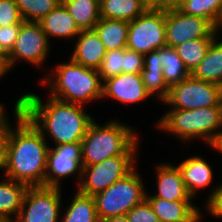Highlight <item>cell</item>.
I'll use <instances>...</instances> for the list:
<instances>
[{"mask_svg": "<svg viewBox=\"0 0 222 222\" xmlns=\"http://www.w3.org/2000/svg\"><path fill=\"white\" fill-rule=\"evenodd\" d=\"M159 129L174 134L181 141L202 139L211 146L222 131V106L198 109L171 108L157 121Z\"/></svg>", "mask_w": 222, "mask_h": 222, "instance_id": "obj_5", "label": "cell"}, {"mask_svg": "<svg viewBox=\"0 0 222 222\" xmlns=\"http://www.w3.org/2000/svg\"><path fill=\"white\" fill-rule=\"evenodd\" d=\"M51 42L39 22L24 21L19 30L14 47L8 54V63L12 69L19 60L40 67L50 53Z\"/></svg>", "mask_w": 222, "mask_h": 222, "instance_id": "obj_11", "label": "cell"}, {"mask_svg": "<svg viewBox=\"0 0 222 222\" xmlns=\"http://www.w3.org/2000/svg\"><path fill=\"white\" fill-rule=\"evenodd\" d=\"M186 0H170V9L172 8H178L182 3H184Z\"/></svg>", "mask_w": 222, "mask_h": 222, "instance_id": "obj_43", "label": "cell"}, {"mask_svg": "<svg viewBox=\"0 0 222 222\" xmlns=\"http://www.w3.org/2000/svg\"><path fill=\"white\" fill-rule=\"evenodd\" d=\"M9 141H10V123L7 120L0 127V170L3 169V171L7 163Z\"/></svg>", "mask_w": 222, "mask_h": 222, "instance_id": "obj_37", "label": "cell"}, {"mask_svg": "<svg viewBox=\"0 0 222 222\" xmlns=\"http://www.w3.org/2000/svg\"><path fill=\"white\" fill-rule=\"evenodd\" d=\"M97 70L102 82L122 72L124 73V49L106 51Z\"/></svg>", "mask_w": 222, "mask_h": 222, "instance_id": "obj_31", "label": "cell"}, {"mask_svg": "<svg viewBox=\"0 0 222 222\" xmlns=\"http://www.w3.org/2000/svg\"><path fill=\"white\" fill-rule=\"evenodd\" d=\"M136 167L109 188L93 196L99 221L126 215L146 195L144 183Z\"/></svg>", "mask_w": 222, "mask_h": 222, "instance_id": "obj_6", "label": "cell"}, {"mask_svg": "<svg viewBox=\"0 0 222 222\" xmlns=\"http://www.w3.org/2000/svg\"><path fill=\"white\" fill-rule=\"evenodd\" d=\"M160 222H189L201 209L191 201L145 198Z\"/></svg>", "mask_w": 222, "mask_h": 222, "instance_id": "obj_20", "label": "cell"}, {"mask_svg": "<svg viewBox=\"0 0 222 222\" xmlns=\"http://www.w3.org/2000/svg\"><path fill=\"white\" fill-rule=\"evenodd\" d=\"M165 28L166 10L147 9L129 21L126 48L145 55L167 46Z\"/></svg>", "mask_w": 222, "mask_h": 222, "instance_id": "obj_8", "label": "cell"}, {"mask_svg": "<svg viewBox=\"0 0 222 222\" xmlns=\"http://www.w3.org/2000/svg\"><path fill=\"white\" fill-rule=\"evenodd\" d=\"M219 37L211 42L205 57L191 73V76L222 87V40L219 41Z\"/></svg>", "mask_w": 222, "mask_h": 222, "instance_id": "obj_21", "label": "cell"}, {"mask_svg": "<svg viewBox=\"0 0 222 222\" xmlns=\"http://www.w3.org/2000/svg\"><path fill=\"white\" fill-rule=\"evenodd\" d=\"M177 166L181 171L185 187L193 199L199 193L197 191L207 188L213 182L212 167L200 156L187 158Z\"/></svg>", "mask_w": 222, "mask_h": 222, "instance_id": "obj_17", "label": "cell"}, {"mask_svg": "<svg viewBox=\"0 0 222 222\" xmlns=\"http://www.w3.org/2000/svg\"><path fill=\"white\" fill-rule=\"evenodd\" d=\"M16 104L46 140L49 135L55 146L81 142L94 120L93 116L85 112L84 105L52 96L43 103L40 96L28 92L21 95Z\"/></svg>", "mask_w": 222, "mask_h": 222, "instance_id": "obj_1", "label": "cell"}, {"mask_svg": "<svg viewBox=\"0 0 222 222\" xmlns=\"http://www.w3.org/2000/svg\"><path fill=\"white\" fill-rule=\"evenodd\" d=\"M147 9L168 10L170 9V0H142Z\"/></svg>", "mask_w": 222, "mask_h": 222, "instance_id": "obj_38", "label": "cell"}, {"mask_svg": "<svg viewBox=\"0 0 222 222\" xmlns=\"http://www.w3.org/2000/svg\"><path fill=\"white\" fill-rule=\"evenodd\" d=\"M82 146L81 142H72L49 147L47 154V168L45 186L59 187L63 178L82 174Z\"/></svg>", "mask_w": 222, "mask_h": 222, "instance_id": "obj_13", "label": "cell"}, {"mask_svg": "<svg viewBox=\"0 0 222 222\" xmlns=\"http://www.w3.org/2000/svg\"><path fill=\"white\" fill-rule=\"evenodd\" d=\"M76 39L70 58L84 67L98 69L106 49L97 32L94 29L81 30Z\"/></svg>", "mask_w": 222, "mask_h": 222, "instance_id": "obj_16", "label": "cell"}, {"mask_svg": "<svg viewBox=\"0 0 222 222\" xmlns=\"http://www.w3.org/2000/svg\"><path fill=\"white\" fill-rule=\"evenodd\" d=\"M5 106L3 104L0 103V127L7 121L9 120L7 117L8 115L6 114L7 111L5 108Z\"/></svg>", "mask_w": 222, "mask_h": 222, "instance_id": "obj_42", "label": "cell"}, {"mask_svg": "<svg viewBox=\"0 0 222 222\" xmlns=\"http://www.w3.org/2000/svg\"><path fill=\"white\" fill-rule=\"evenodd\" d=\"M23 22L16 0H0V27Z\"/></svg>", "mask_w": 222, "mask_h": 222, "instance_id": "obj_32", "label": "cell"}, {"mask_svg": "<svg viewBox=\"0 0 222 222\" xmlns=\"http://www.w3.org/2000/svg\"><path fill=\"white\" fill-rule=\"evenodd\" d=\"M111 98L124 104H136L151 97L140 74L120 73L103 81L102 100Z\"/></svg>", "mask_w": 222, "mask_h": 222, "instance_id": "obj_14", "label": "cell"}, {"mask_svg": "<svg viewBox=\"0 0 222 222\" xmlns=\"http://www.w3.org/2000/svg\"><path fill=\"white\" fill-rule=\"evenodd\" d=\"M157 193L149 195L146 192L145 198H161L170 201H193L188 193L180 169L177 165L161 163L156 167Z\"/></svg>", "mask_w": 222, "mask_h": 222, "instance_id": "obj_15", "label": "cell"}, {"mask_svg": "<svg viewBox=\"0 0 222 222\" xmlns=\"http://www.w3.org/2000/svg\"><path fill=\"white\" fill-rule=\"evenodd\" d=\"M201 210L189 222H201Z\"/></svg>", "mask_w": 222, "mask_h": 222, "instance_id": "obj_44", "label": "cell"}, {"mask_svg": "<svg viewBox=\"0 0 222 222\" xmlns=\"http://www.w3.org/2000/svg\"><path fill=\"white\" fill-rule=\"evenodd\" d=\"M163 103L183 110L222 106V87L190 75L169 88L168 98Z\"/></svg>", "mask_w": 222, "mask_h": 222, "instance_id": "obj_9", "label": "cell"}, {"mask_svg": "<svg viewBox=\"0 0 222 222\" xmlns=\"http://www.w3.org/2000/svg\"><path fill=\"white\" fill-rule=\"evenodd\" d=\"M39 23L49 41H51L49 39L51 37L72 39L73 41L81 31L62 3L50 11Z\"/></svg>", "mask_w": 222, "mask_h": 222, "instance_id": "obj_18", "label": "cell"}, {"mask_svg": "<svg viewBox=\"0 0 222 222\" xmlns=\"http://www.w3.org/2000/svg\"><path fill=\"white\" fill-rule=\"evenodd\" d=\"M54 71L40 81L44 86L48 84L49 96L82 105L102 100L103 82L97 69L84 67L70 58L69 62L58 63Z\"/></svg>", "mask_w": 222, "mask_h": 222, "instance_id": "obj_3", "label": "cell"}, {"mask_svg": "<svg viewBox=\"0 0 222 222\" xmlns=\"http://www.w3.org/2000/svg\"><path fill=\"white\" fill-rule=\"evenodd\" d=\"M166 44L169 47L199 38H216L217 29L209 20L184 14L178 8L166 10Z\"/></svg>", "mask_w": 222, "mask_h": 222, "instance_id": "obj_12", "label": "cell"}, {"mask_svg": "<svg viewBox=\"0 0 222 222\" xmlns=\"http://www.w3.org/2000/svg\"><path fill=\"white\" fill-rule=\"evenodd\" d=\"M0 222H15V220L7 217H0Z\"/></svg>", "mask_w": 222, "mask_h": 222, "instance_id": "obj_45", "label": "cell"}, {"mask_svg": "<svg viewBox=\"0 0 222 222\" xmlns=\"http://www.w3.org/2000/svg\"><path fill=\"white\" fill-rule=\"evenodd\" d=\"M211 147L221 152V155H222V131L219 133L217 138L213 141V143L211 144Z\"/></svg>", "mask_w": 222, "mask_h": 222, "instance_id": "obj_41", "label": "cell"}, {"mask_svg": "<svg viewBox=\"0 0 222 222\" xmlns=\"http://www.w3.org/2000/svg\"><path fill=\"white\" fill-rule=\"evenodd\" d=\"M27 188L26 184L12 179L0 181V217L17 218Z\"/></svg>", "mask_w": 222, "mask_h": 222, "instance_id": "obj_23", "label": "cell"}, {"mask_svg": "<svg viewBox=\"0 0 222 222\" xmlns=\"http://www.w3.org/2000/svg\"><path fill=\"white\" fill-rule=\"evenodd\" d=\"M206 210L215 216V218H222V184L217 186L210 192L206 201Z\"/></svg>", "mask_w": 222, "mask_h": 222, "instance_id": "obj_36", "label": "cell"}, {"mask_svg": "<svg viewBox=\"0 0 222 222\" xmlns=\"http://www.w3.org/2000/svg\"><path fill=\"white\" fill-rule=\"evenodd\" d=\"M60 217V222H100L93 196L78 191L74 194L65 214H61Z\"/></svg>", "mask_w": 222, "mask_h": 222, "instance_id": "obj_26", "label": "cell"}, {"mask_svg": "<svg viewBox=\"0 0 222 222\" xmlns=\"http://www.w3.org/2000/svg\"><path fill=\"white\" fill-rule=\"evenodd\" d=\"M80 30L94 29L99 22V0H61Z\"/></svg>", "mask_w": 222, "mask_h": 222, "instance_id": "obj_24", "label": "cell"}, {"mask_svg": "<svg viewBox=\"0 0 222 222\" xmlns=\"http://www.w3.org/2000/svg\"><path fill=\"white\" fill-rule=\"evenodd\" d=\"M138 137L135 130L117 120L102 125L93 120L81 141L82 166L100 163L117 155L136 154L139 151Z\"/></svg>", "mask_w": 222, "mask_h": 222, "instance_id": "obj_4", "label": "cell"}, {"mask_svg": "<svg viewBox=\"0 0 222 222\" xmlns=\"http://www.w3.org/2000/svg\"><path fill=\"white\" fill-rule=\"evenodd\" d=\"M178 9L209 20L219 30L222 28V0H186Z\"/></svg>", "mask_w": 222, "mask_h": 222, "instance_id": "obj_27", "label": "cell"}, {"mask_svg": "<svg viewBox=\"0 0 222 222\" xmlns=\"http://www.w3.org/2000/svg\"><path fill=\"white\" fill-rule=\"evenodd\" d=\"M0 56H8L1 47H0Z\"/></svg>", "mask_w": 222, "mask_h": 222, "instance_id": "obj_46", "label": "cell"}, {"mask_svg": "<svg viewBox=\"0 0 222 222\" xmlns=\"http://www.w3.org/2000/svg\"><path fill=\"white\" fill-rule=\"evenodd\" d=\"M214 39L215 38H199L186 41L174 47L190 74L203 60Z\"/></svg>", "mask_w": 222, "mask_h": 222, "instance_id": "obj_29", "label": "cell"}, {"mask_svg": "<svg viewBox=\"0 0 222 222\" xmlns=\"http://www.w3.org/2000/svg\"><path fill=\"white\" fill-rule=\"evenodd\" d=\"M126 215L130 222H160L146 199L134 206Z\"/></svg>", "mask_w": 222, "mask_h": 222, "instance_id": "obj_33", "label": "cell"}, {"mask_svg": "<svg viewBox=\"0 0 222 222\" xmlns=\"http://www.w3.org/2000/svg\"><path fill=\"white\" fill-rule=\"evenodd\" d=\"M16 128L10 125V141L4 176L28 187L45 186L49 145L41 131L15 103Z\"/></svg>", "mask_w": 222, "mask_h": 222, "instance_id": "obj_2", "label": "cell"}, {"mask_svg": "<svg viewBox=\"0 0 222 222\" xmlns=\"http://www.w3.org/2000/svg\"><path fill=\"white\" fill-rule=\"evenodd\" d=\"M140 75L147 92L151 96L156 95V99L163 103L168 98L170 87L164 79L159 49L144 55V67Z\"/></svg>", "mask_w": 222, "mask_h": 222, "instance_id": "obj_19", "label": "cell"}, {"mask_svg": "<svg viewBox=\"0 0 222 222\" xmlns=\"http://www.w3.org/2000/svg\"><path fill=\"white\" fill-rule=\"evenodd\" d=\"M22 24L0 27V47L8 55L14 47Z\"/></svg>", "mask_w": 222, "mask_h": 222, "instance_id": "obj_34", "label": "cell"}, {"mask_svg": "<svg viewBox=\"0 0 222 222\" xmlns=\"http://www.w3.org/2000/svg\"><path fill=\"white\" fill-rule=\"evenodd\" d=\"M61 191V187H28L15 222H60Z\"/></svg>", "mask_w": 222, "mask_h": 222, "instance_id": "obj_10", "label": "cell"}, {"mask_svg": "<svg viewBox=\"0 0 222 222\" xmlns=\"http://www.w3.org/2000/svg\"><path fill=\"white\" fill-rule=\"evenodd\" d=\"M159 61L162 63L164 79L169 87L180 83L191 75L172 47L165 46L159 49Z\"/></svg>", "mask_w": 222, "mask_h": 222, "instance_id": "obj_28", "label": "cell"}, {"mask_svg": "<svg viewBox=\"0 0 222 222\" xmlns=\"http://www.w3.org/2000/svg\"><path fill=\"white\" fill-rule=\"evenodd\" d=\"M128 28V21L100 18L94 30L104 44L106 51H109L127 47Z\"/></svg>", "mask_w": 222, "mask_h": 222, "instance_id": "obj_22", "label": "cell"}, {"mask_svg": "<svg viewBox=\"0 0 222 222\" xmlns=\"http://www.w3.org/2000/svg\"><path fill=\"white\" fill-rule=\"evenodd\" d=\"M8 71H10L8 56H0V79L2 76L4 77Z\"/></svg>", "mask_w": 222, "mask_h": 222, "instance_id": "obj_39", "label": "cell"}, {"mask_svg": "<svg viewBox=\"0 0 222 222\" xmlns=\"http://www.w3.org/2000/svg\"><path fill=\"white\" fill-rule=\"evenodd\" d=\"M99 7L101 18L128 22L147 10L142 0H99Z\"/></svg>", "mask_w": 222, "mask_h": 222, "instance_id": "obj_25", "label": "cell"}, {"mask_svg": "<svg viewBox=\"0 0 222 222\" xmlns=\"http://www.w3.org/2000/svg\"><path fill=\"white\" fill-rule=\"evenodd\" d=\"M144 67V55L124 49V73L140 74Z\"/></svg>", "mask_w": 222, "mask_h": 222, "instance_id": "obj_35", "label": "cell"}, {"mask_svg": "<svg viewBox=\"0 0 222 222\" xmlns=\"http://www.w3.org/2000/svg\"><path fill=\"white\" fill-rule=\"evenodd\" d=\"M61 0H16L24 21L39 22L56 8Z\"/></svg>", "mask_w": 222, "mask_h": 222, "instance_id": "obj_30", "label": "cell"}, {"mask_svg": "<svg viewBox=\"0 0 222 222\" xmlns=\"http://www.w3.org/2000/svg\"><path fill=\"white\" fill-rule=\"evenodd\" d=\"M137 154L117 155L100 163L82 166L78 192L87 196L109 188L113 183L129 174L135 167Z\"/></svg>", "mask_w": 222, "mask_h": 222, "instance_id": "obj_7", "label": "cell"}, {"mask_svg": "<svg viewBox=\"0 0 222 222\" xmlns=\"http://www.w3.org/2000/svg\"><path fill=\"white\" fill-rule=\"evenodd\" d=\"M100 222H130V220L127 217V215H123V216L109 217L101 220Z\"/></svg>", "mask_w": 222, "mask_h": 222, "instance_id": "obj_40", "label": "cell"}]
</instances>
